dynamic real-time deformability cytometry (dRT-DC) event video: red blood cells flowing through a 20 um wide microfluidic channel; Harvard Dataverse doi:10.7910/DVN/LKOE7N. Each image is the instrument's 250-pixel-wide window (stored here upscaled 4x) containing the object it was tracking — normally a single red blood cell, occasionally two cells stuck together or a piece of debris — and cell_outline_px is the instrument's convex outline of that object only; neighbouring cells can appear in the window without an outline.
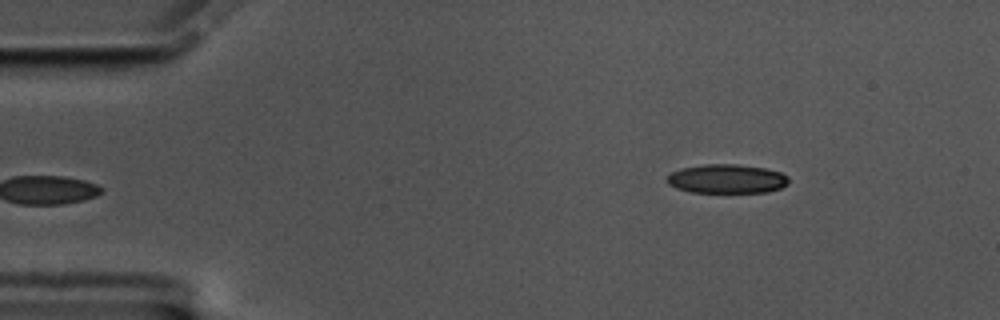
{"species": "common noctule bat (a hibernating species)", "species_latin": "Nyctalus noctula", "temperature_condition": "cold", "stored_images_in_passage": 53, "camera_frame_rate_fps": 3000, "um_per_image_px": 0.085, "animal": {"sex": "male", "body_mass_g": 17.5, "forearm_length_mm": 52.3}, "frame": {"image": 1, "passage_image": 1, "time_ms": 0.0, "image_size_px": [1000, 320], "cell_outline_px": [[788, 184], [780, 188], [768, 192], [692, 192], [676, 188], [668, 184], [668, 176], [672, 172], [680, 168], [704, 164], [740, 164], [764, 168], [780, 172], [788, 176]], "centroid_in_image_um": [61.79, 15.19], "position_along_channel_um": 23.2, "area_um2": 20.58}}
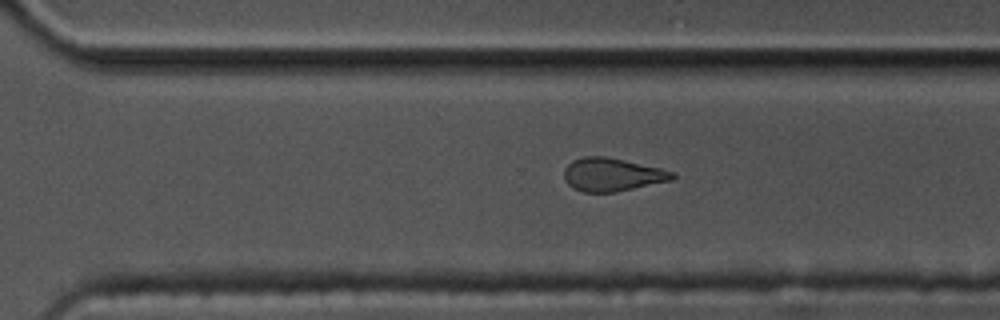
{"frame": {"image": 2, "passage_image": 34, "time_ms": 11.0, "image_size_px": [1000, 320], "cell_outline_px": [[676, 176], [672, 180], [616, 192], [584, 192], [572, 188], [564, 180], [564, 168], [572, 160], [584, 156], [604, 156], [624, 160], [660, 168], [676, 172]], "centroid_in_image_um": [52.02, 14.84], "position_along_channel_um": 318.6, "area_um2": 21.04}}
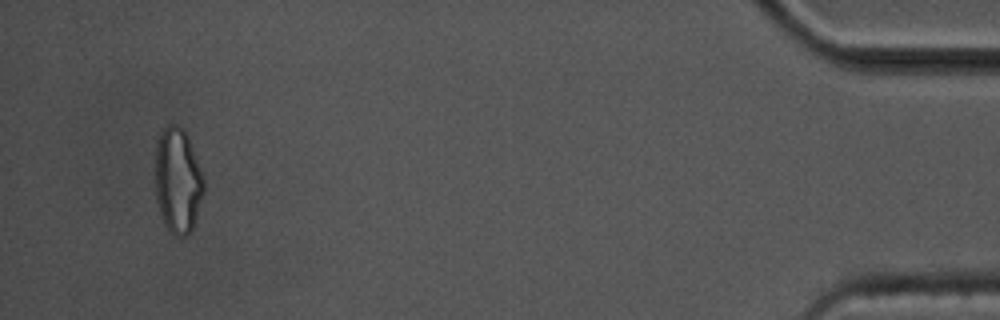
{"frame": {"image": 3, "passage_image": 50, "time_ms": 16.333, "image_size_px": [1000, 320], "cell_outline_px": [[204, 192], [192, 228], [184, 236], [176, 236], [168, 232], [164, 224], [156, 200], [156, 144], [160, 132], [168, 124], [176, 124], [184, 128], [188, 136], [204, 176]], "centroid_in_image_um": [15.11, 15.32], "position_along_channel_um": 420.1, "area_um2": 29.94}, "authors_computed_cell_mechanics": {"area_um2": 22.1374, "velocity_mm_per_s": 3.3427, "shape_relaxation_time_tau1_ms": 4.3746, "shape_relaxation_time_tau2_ms": 3.3853, "deformation_change_tau1": 0.1455, "deformation_change_tau2": 0.1278}}